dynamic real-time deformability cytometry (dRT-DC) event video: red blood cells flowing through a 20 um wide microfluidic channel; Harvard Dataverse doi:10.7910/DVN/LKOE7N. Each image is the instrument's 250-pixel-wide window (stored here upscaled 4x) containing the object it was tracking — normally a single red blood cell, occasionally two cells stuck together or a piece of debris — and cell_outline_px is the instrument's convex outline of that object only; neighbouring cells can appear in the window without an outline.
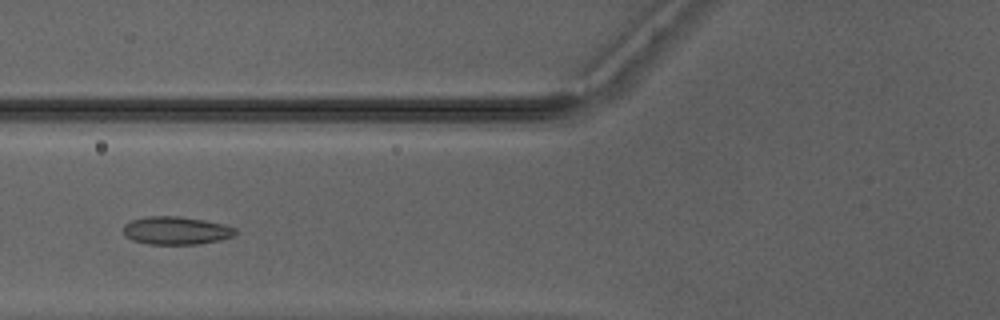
{"species": "Egyptian fruit bat (a non-hibernating species)", "species_latin": "Rousettus aegyptiacus", "temperature_condition": "warm", "stored_images_in_passage": 38, "camera_frame_rate_fps": 3000, "um_per_image_px": 0.085, "animal": {"sex": "male"}, "frame": {"image": 1, "passage_image": 8, "time_ms": 2.333, "image_size_px": [1000, 320], "cell_outline_px": [[236, 232], [232, 236], [220, 240], [196, 244], [148, 244], [132, 240], [124, 232], [124, 224], [132, 220], [148, 216], [180, 216], [204, 220], [224, 224], [236, 228]], "centroid_in_image_um": [14.98, 19.59], "position_along_channel_um": 110.8, "area_um2": 18.15}}
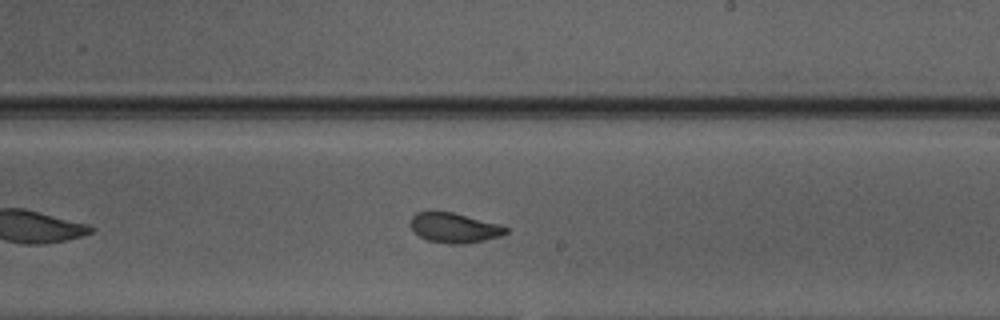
{"frame": {"image": 2, "passage_image": 18, "time_ms": 5.667, "image_size_px": [1000, 320], "cell_outline_px": [[508, 232], [500, 236], [484, 240], [464, 244], [448, 244], [428, 240], [420, 236], [412, 228], [412, 216], [416, 212], [452, 212], [500, 224], [508, 228]], "centroid_in_image_um": [38.66, 19.37], "position_along_channel_um": 250.3, "area_um2": 16.36}}
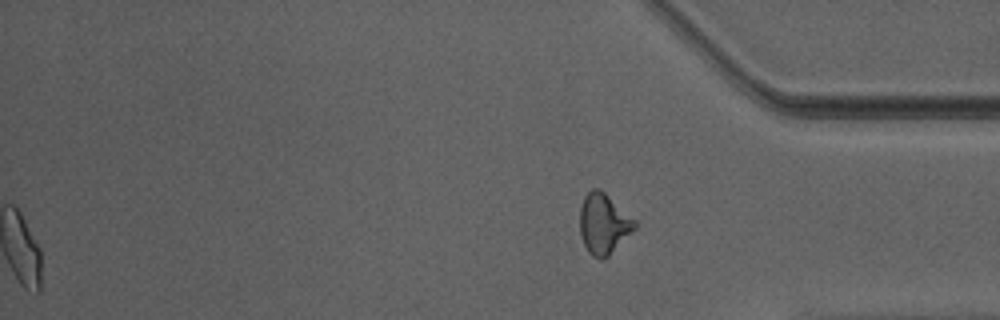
{"frame": {"image": 3, "passage_image": 38, "time_ms": 12.333, "image_size_px": [1000, 320], "cell_outline_px": [[636, 228], [604, 260], [600, 260], [592, 256], [588, 252], [584, 244], [580, 232], [580, 208], [584, 196], [592, 188], [600, 188], [636, 220]], "centroid_in_image_um": [51.3, 19.02], "position_along_channel_um": 383.9, "area_um2": 19.36}, "authors_computed_cell_mechanics": {"area_um2": 17.5134, "velocity_mm_per_s": 4.1904, "shape_relaxation_time_tau1_ms": 4.5335, "shape_relaxation_time_tau2_ms": 1.1462, "deformation_change_tau1": 0.1384, "deformation_change_tau2": 0.0677}}